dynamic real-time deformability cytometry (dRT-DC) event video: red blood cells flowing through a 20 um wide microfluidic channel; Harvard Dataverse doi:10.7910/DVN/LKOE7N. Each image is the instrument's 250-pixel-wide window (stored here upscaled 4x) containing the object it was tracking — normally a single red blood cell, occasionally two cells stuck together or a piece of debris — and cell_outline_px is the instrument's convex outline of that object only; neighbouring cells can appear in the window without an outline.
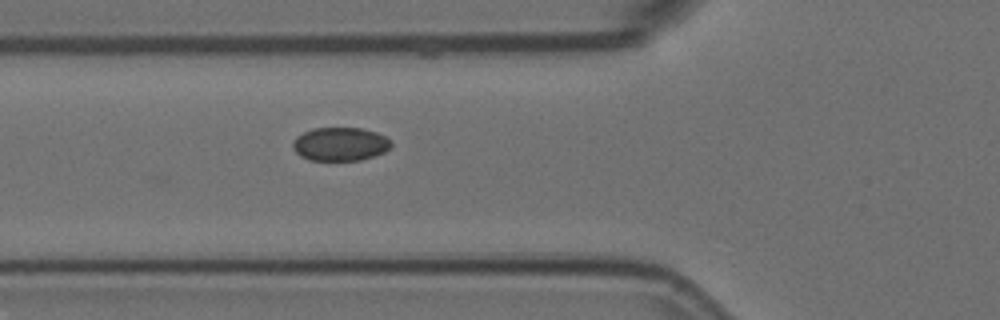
{"species": "Egyptian fruit bat (a non-hibernating species)", "species_latin": "Rousettus aegyptiacus", "temperature_condition": "room temperature", "stored_images_in_passage": 6, "camera_frame_rate_fps": 3000, "um_per_image_px": 0.085, "animal": {"sex": "female"}, "frame": {"image": 1, "passage_image": 6, "time_ms": 1.667, "image_size_px": [1000, 320], "cell_outline_px": [[392, 144], [384, 152], [360, 160], [308, 160], [300, 156], [292, 148], [292, 144], [296, 136], [312, 128], [360, 128], [376, 132], [392, 140]], "centroid_in_image_um": [28.89, 12.24], "position_along_channel_um": 96.9, "area_um2": 19.19}}